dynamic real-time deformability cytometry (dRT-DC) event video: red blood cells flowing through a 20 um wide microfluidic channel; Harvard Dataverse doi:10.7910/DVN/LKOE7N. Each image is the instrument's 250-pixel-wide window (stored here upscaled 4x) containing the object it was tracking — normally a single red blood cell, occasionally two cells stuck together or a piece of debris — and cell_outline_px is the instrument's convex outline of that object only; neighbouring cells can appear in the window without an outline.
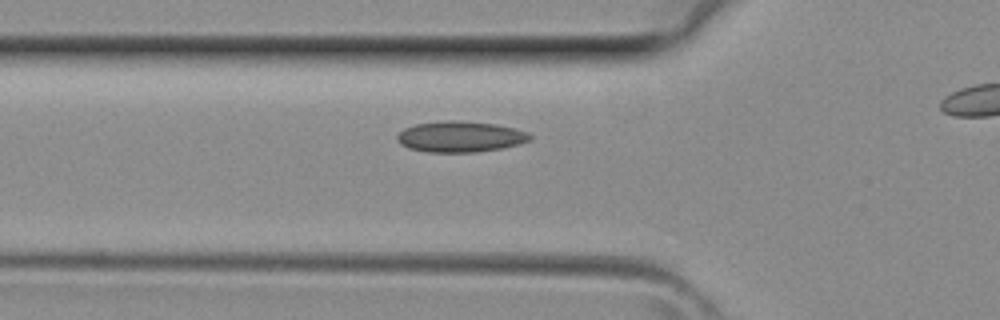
{"species": "common noctule bat (a hibernating species)", "species_latin": "Nyctalus noctula", "temperature_condition": "room temperature", "stored_images_in_passage": 30, "camera_frame_rate_fps": 3000, "um_per_image_px": 0.085, "animal": {"sex": "female", "body_mass_g": 29.2, "forearm_length_mm": 56.3}, "frame": {"image": 1, "passage_image": 11, "time_ms": 3.333, "image_size_px": [1000, 320], "cell_outline_px": [[532, 140], [520, 144], [500, 148], [476, 152], [428, 152], [408, 148], [400, 144], [396, 140], [396, 136], [404, 128], [416, 124], [448, 120], [456, 120], [496, 124], [516, 128], [528, 132], [532, 136]], "centroid_in_image_um": [39.14, 11.61], "position_along_channel_um": 86.7, "area_um2": 24.04}}
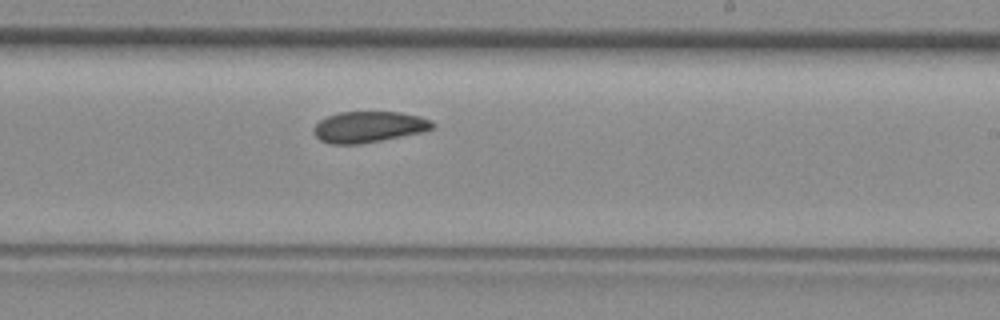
{"frame": {"image": 2, "passage_image": 21, "time_ms": 6.667, "image_size_px": [1000, 320], "cell_outline_px": [[436, 128], [424, 132], [360, 144], [328, 144], [320, 140], [312, 132], [312, 128], [320, 120], [328, 116], [340, 112], [400, 112], [420, 116], [432, 120], [436, 124]], "centroid_in_image_um": [31.38, 10.79], "position_along_channel_um": 257.6, "area_um2": 21.79}}
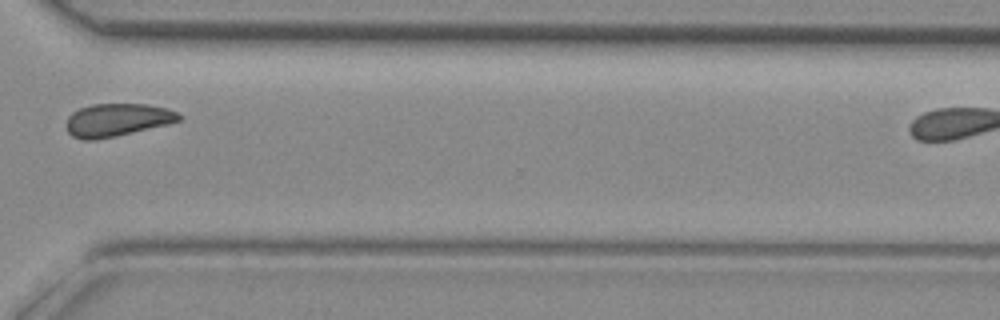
{"frame": {"image": 3, "passage_image": 27, "time_ms": 8.667, "image_size_px": [1000, 320], "cell_outline_px": [[184, 116], [180, 120], [168, 124], [116, 136], [92, 140], [84, 140], [72, 136], [68, 132], [64, 124], [68, 116], [72, 112], [80, 108], [92, 104], [148, 104], [164, 108], [176, 112]], "centroid_in_image_um": [9.92, 10.19], "position_along_channel_um": 360.7, "area_um2": 21.62}}